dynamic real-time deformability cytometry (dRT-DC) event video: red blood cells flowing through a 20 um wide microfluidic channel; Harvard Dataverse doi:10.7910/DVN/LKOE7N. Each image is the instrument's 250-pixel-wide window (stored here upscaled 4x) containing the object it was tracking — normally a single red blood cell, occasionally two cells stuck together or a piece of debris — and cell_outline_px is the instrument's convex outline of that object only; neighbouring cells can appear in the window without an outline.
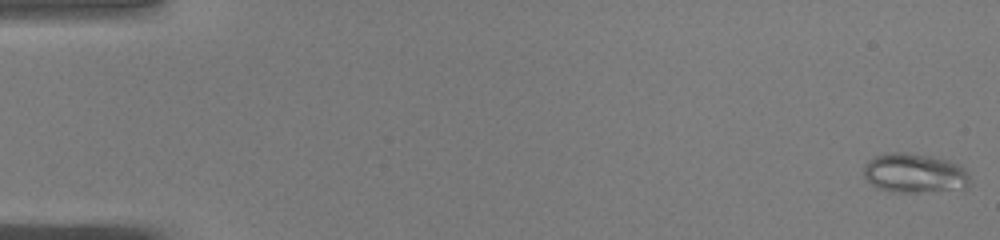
{"species": "common noctule bat (a hibernating species)", "species_latin": "Nyctalus noctula", "temperature_condition": "warm", "stored_images_in_passage": 50, "camera_frame_rate_fps": 3000, "um_per_image_px": 0.085, "animal": {"sex": "male", "body_mass_g": 19.0, "forearm_length_mm": 50.8}, "frame": {"image": 1, "passage_image": 1, "time_ms": 0.0, "image_size_px": [1000, 240], "cell_outline_px": [[968, 188], [964, 192], [892, 192], [876, 188], [864, 176], [864, 164], [868, 160], [876, 156], [888, 152], [904, 152], [932, 156], [948, 160], [960, 164], [968, 172]], "centroid_in_image_um": [77.81, 14.75], "position_along_channel_um": 7.2, "area_um2": 25.2}}
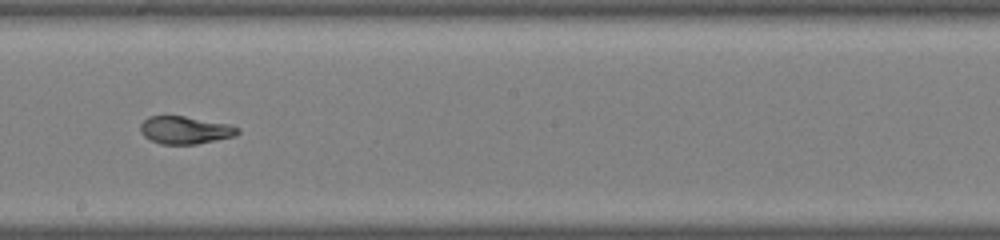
{"frame": {"image": 2, "passage_image": 29, "time_ms": 9.333, "image_size_px": [1000, 240], "cell_outline_px": [[240, 132], [236, 136], [196, 144], [160, 144], [144, 136], [140, 132], [140, 124], [148, 116], [184, 116], [232, 124], [240, 128]], "centroid_in_image_um": [15.77, 11.05], "position_along_channel_um": 232.4, "area_um2": 15.84}}
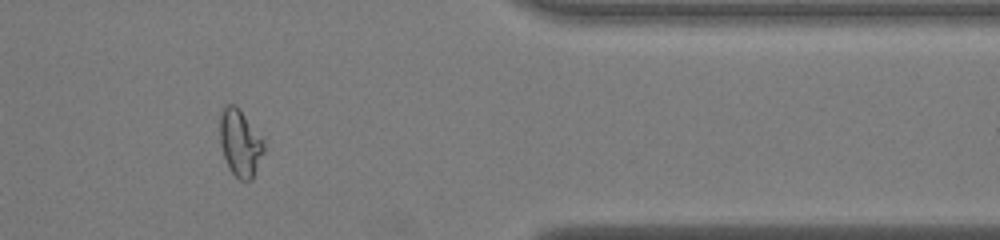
{"frame": {"image": 3, "passage_image": 42, "time_ms": 13.667, "image_size_px": [1000, 240], "cell_outline_px": [[264, 152], [252, 180], [240, 180], [228, 168], [220, 144], [220, 112], [228, 104], [232, 104], [244, 116], [264, 140]], "centroid_in_image_um": [20.41, 12.2], "position_along_channel_um": 391.0, "area_um2": 16.82}, "authors_computed_cell_mechanics": {"area_um2": 17.4267, "velocity_mm_per_s": 4.0896, "shape_relaxation_time_tau1_ms": null, "shape_relaxation_time_tau2_ms": 1.4168, "deformation_change_tau1": null, "deformation_change_tau2": 0.0462}}